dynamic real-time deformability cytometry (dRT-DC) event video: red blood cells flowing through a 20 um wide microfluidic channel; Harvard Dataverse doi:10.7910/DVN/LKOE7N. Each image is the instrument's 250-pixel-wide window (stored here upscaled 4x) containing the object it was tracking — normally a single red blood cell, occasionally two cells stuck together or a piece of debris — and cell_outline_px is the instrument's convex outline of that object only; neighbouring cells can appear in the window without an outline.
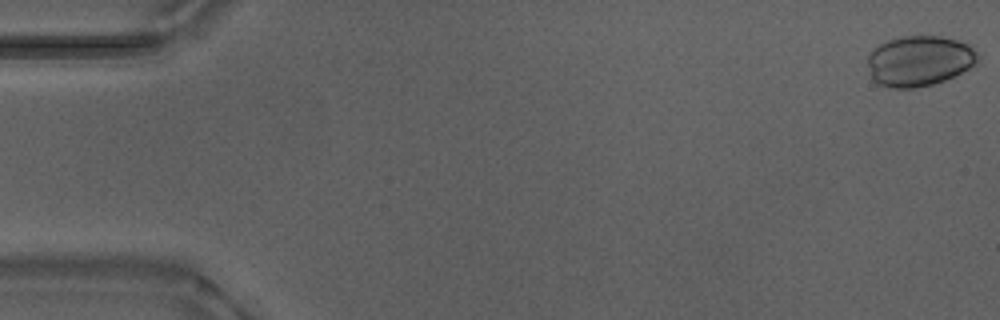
{"species": "Egyptian fruit bat (a non-hibernating species)", "species_latin": "Rousettus aegyptiacus", "temperature_condition": "warm", "stored_images_in_passage": 53, "camera_frame_rate_fps": 3000, "um_per_image_px": 0.085, "animal": {"sex": "male"}, "frame": {"image": 1, "passage_image": 1, "time_ms": 0.0, "image_size_px": [1000, 320], "cell_outline_px": [[980, 64], [944, 80], [932, 84], [916, 88], [888, 88], [872, 80], [868, 64], [868, 56], [872, 48], [888, 40], [904, 36], [940, 36], [972, 44], [980, 56]], "centroid_in_image_um": [78.19, 5.17], "position_along_channel_um": 6.8, "area_um2": 32.89}}
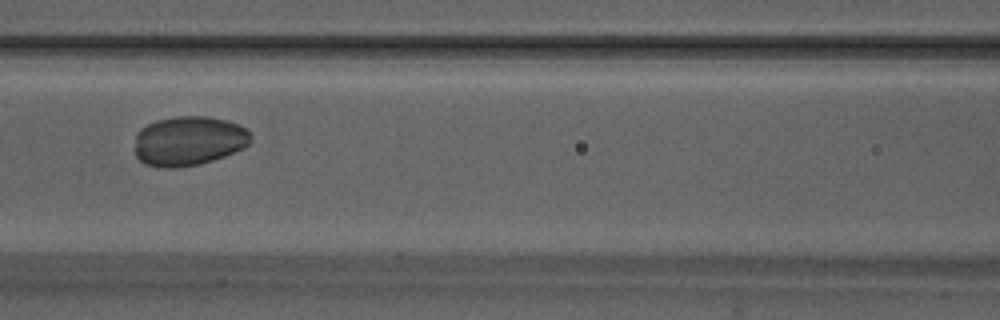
{"frame": {"image": 2, "passage_image": 24, "time_ms": 7.667, "image_size_px": [1000, 320], "cell_outline_px": [[252, 140], [244, 148], [224, 156], [200, 164], [176, 168], [164, 168], [144, 164], [136, 156], [136, 132], [140, 128], [156, 120], [176, 116], [208, 116], [228, 120], [240, 124], [248, 128], [252, 132]], "centroid_in_image_um": [16.08, 11.96], "position_along_channel_um": 150.5, "area_um2": 33.99}}